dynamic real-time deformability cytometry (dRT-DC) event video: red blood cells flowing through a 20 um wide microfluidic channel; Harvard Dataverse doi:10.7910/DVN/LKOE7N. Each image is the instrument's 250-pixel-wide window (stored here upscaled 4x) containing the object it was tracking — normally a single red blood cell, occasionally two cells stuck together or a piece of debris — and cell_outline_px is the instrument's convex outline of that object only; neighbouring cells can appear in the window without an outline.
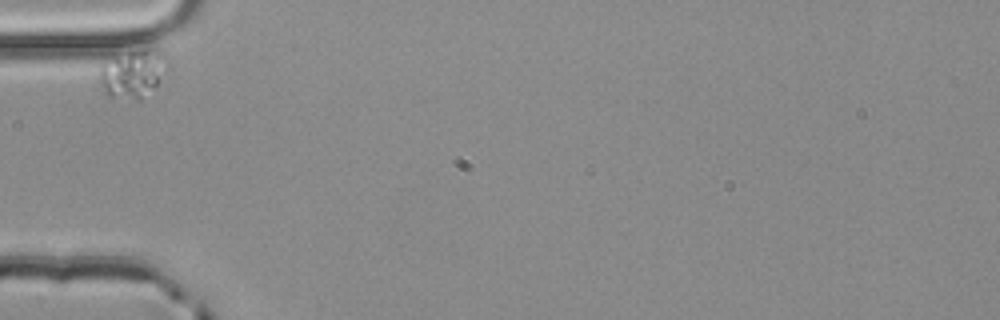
{"species": "common noctule bat (a hibernating species)", "species_latin": "Nyctalus noctula", "temperature_condition": "room temperature", "stored_images_in_passage": 2, "camera_frame_rate_fps": 3000, "um_per_image_px": 0.085, "animal": {"sex": "male", "body_mass_g": 20.4}, "frame": {"image": 1, "passage_image": 1, "time_ms": 0.0, "image_size_px": [1000, 320], "cell_outline_px": [[156, 84], [140, 100], [136, 100], [108, 96], [104, 92], [100, 80], [100, 64], [116, 56], [132, 52], [148, 52], [152, 56], [156, 76]], "centroid_in_image_um": [10.92, 6.43], "position_along_channel_um": 74.1, "area_um2": 15.9}}